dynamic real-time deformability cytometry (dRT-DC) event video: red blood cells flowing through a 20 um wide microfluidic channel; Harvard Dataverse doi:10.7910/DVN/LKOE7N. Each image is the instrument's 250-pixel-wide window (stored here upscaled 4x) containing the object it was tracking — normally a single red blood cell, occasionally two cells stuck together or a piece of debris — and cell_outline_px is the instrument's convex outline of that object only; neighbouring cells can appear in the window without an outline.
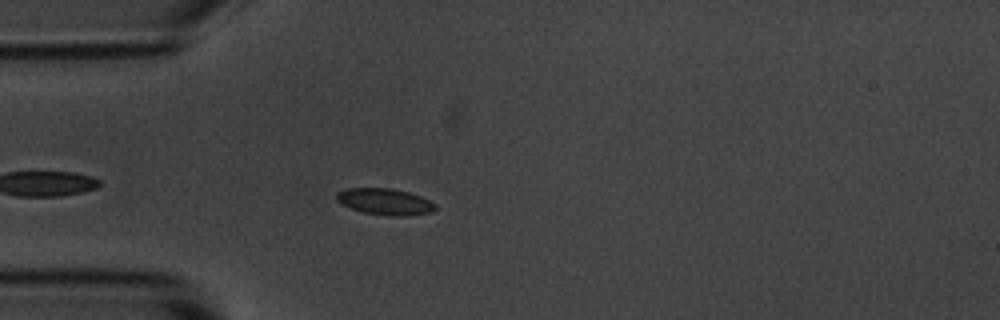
{"species": "common noctule bat (a hibernating species)", "species_latin": "Nyctalus noctula", "temperature_condition": "room temperature", "stored_images_in_passage": 10, "camera_frame_rate_fps": 3000, "um_per_image_px": 0.085, "animal": {"sex": "male", "body_mass_g": 20.1, "forearm_length_mm": 53.5}, "frame": {"image": 1, "passage_image": 6, "time_ms": 1.667, "image_size_px": [1000, 320], "cell_outline_px": [[436, 208], [432, 212], [404, 216], [396, 216], [364, 212], [352, 208], [336, 200], [336, 192], [348, 188], [392, 188], [408, 192], [420, 196], [436, 204]], "centroid_in_image_um": [32.73, 17.13], "position_along_channel_um": 52.3, "area_um2": 14.97}}